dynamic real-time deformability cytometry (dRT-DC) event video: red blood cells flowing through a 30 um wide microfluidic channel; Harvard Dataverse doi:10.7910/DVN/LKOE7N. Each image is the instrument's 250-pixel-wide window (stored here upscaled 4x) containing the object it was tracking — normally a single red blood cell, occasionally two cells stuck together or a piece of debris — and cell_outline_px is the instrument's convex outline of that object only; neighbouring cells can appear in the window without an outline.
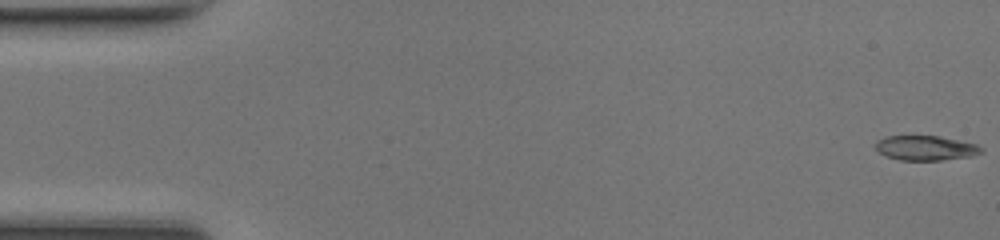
{"species": "common noctule bat (a hibernating species)", "species_latin": "Nyctalus noctula", "temperature_condition": "room temperature", "stored_images_in_passage": 49, "camera_frame_rate_fps": 3000, "um_per_image_px": 0.085, "animal": {"sex": "female", "body_mass_g": 17.0, "forearm_length_mm": 48.0}, "frame": {"image": 1, "passage_image": 1, "time_ms": 0.0, "image_size_px": [1000, 240], "cell_outline_px": [[984, 152], [972, 156], [940, 160], [900, 160], [888, 156], [880, 152], [876, 148], [876, 140], [884, 136], [940, 136], [976, 144], [984, 148]], "centroid_in_image_um": [78.71, 12.57], "position_along_channel_um": 6.3, "area_um2": 15.2}}
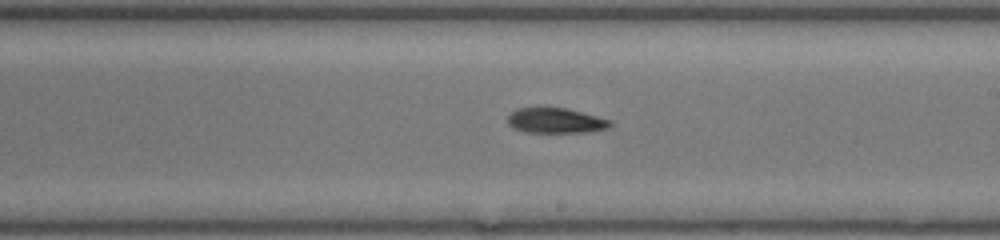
{"frame": {"image": 2, "passage_image": 28, "time_ms": 9.0, "image_size_px": [1000, 240], "cell_outline_px": [[612, 124], [608, 128], [592, 132], [524, 132], [512, 128], [508, 124], [508, 116], [512, 112], [520, 108], [564, 108], [612, 120]], "centroid_in_image_um": [47.24, 10.27], "position_along_channel_um": 241.8, "area_um2": 14.91}}
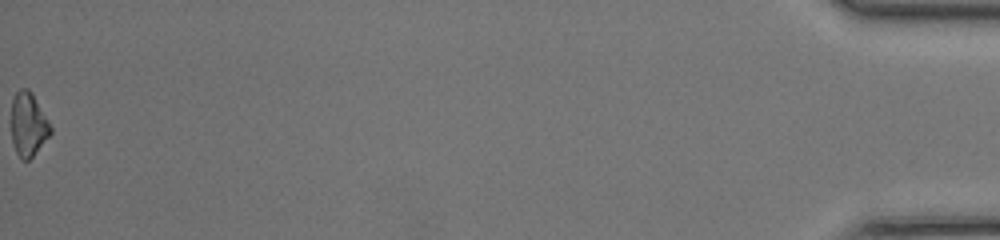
{"frame": {"image": 3, "passage_image": 49, "time_ms": 16.0, "image_size_px": [1000, 240], "cell_outline_px": [[52, 132], [32, 156], [28, 160], [20, 160], [16, 152], [12, 140], [12, 100], [16, 92], [20, 88], [28, 88], [32, 92], [52, 128]], "centroid_in_image_um": [2.4, 10.57], "position_along_channel_um": 432.8, "area_um2": 14.39}, "authors_computed_cell_mechanics": {"area_um2": 15.3748, "velocity_mm_per_s": 4.3116, "shape_relaxation_time_tau1_ms": 4.0849, "shape_relaxation_time_tau2_ms": 9.2158, "deformation_change_tau1": 0.1732, "deformation_change_tau2": 0.2149}}